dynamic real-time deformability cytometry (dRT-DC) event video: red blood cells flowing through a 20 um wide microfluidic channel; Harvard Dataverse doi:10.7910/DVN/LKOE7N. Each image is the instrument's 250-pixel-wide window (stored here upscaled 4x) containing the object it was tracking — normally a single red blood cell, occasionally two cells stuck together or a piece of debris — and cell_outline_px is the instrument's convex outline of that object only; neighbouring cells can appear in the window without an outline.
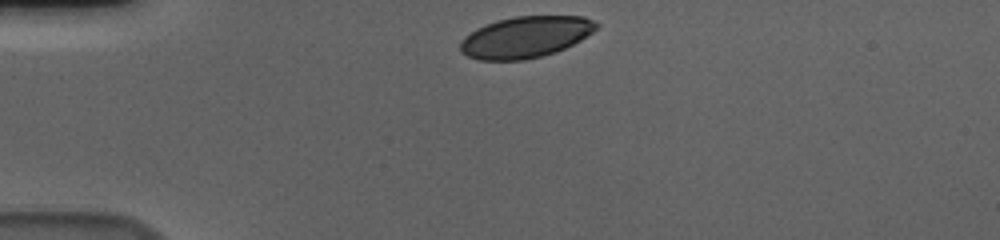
{"species": "human", "species_latin": "Homo sapiens", "temperature_condition": "cold", "stored_images_in_passage": 35, "camera_frame_rate_fps": 3000, "um_per_image_px": 0.085, "donor": {"sex": "male"}, "frame": {"image": 1, "passage_image": 1, "time_ms": 0.0, "image_size_px": [1000, 240], "cell_outline_px": [[600, 24], [592, 32], [580, 40], [556, 52], [524, 60], [480, 60], [468, 56], [460, 52], [460, 40], [464, 36], [476, 28], [496, 20], [512, 16], [584, 16]], "centroid_in_image_um": [44.63, 3.14], "position_along_channel_um": 40.4, "area_um2": 32.83}}
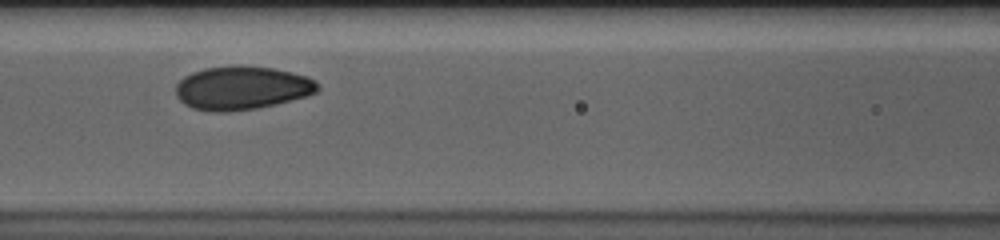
{"frame": {"image": 2, "passage_image": 13, "time_ms": 4.0, "image_size_px": [1000, 240], "cell_outline_px": [[320, 88], [316, 92], [308, 96], [276, 104], [256, 108], [228, 112], [212, 112], [192, 108], [184, 104], [176, 96], [176, 84], [184, 76], [192, 72], [204, 68], [240, 64], [272, 68], [292, 72], [308, 76], [316, 80], [320, 84]], "centroid_in_image_um": [20.58, 7.47], "position_along_channel_um": 146.0, "area_um2": 36.53}}
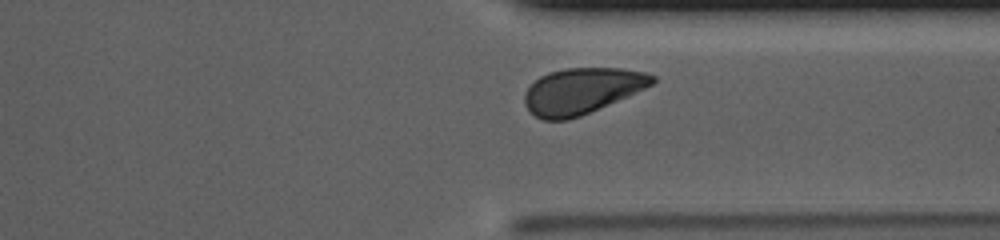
{"frame": {"image": 3, "passage_image": 31, "time_ms": 10.0, "image_size_px": [1000, 240], "cell_outline_px": [[656, 80], [652, 84], [644, 88], [580, 116], [568, 120], [544, 120], [536, 116], [524, 104], [524, 92], [540, 76], [548, 72], [564, 68], [620, 68], [644, 72], [656, 76]], "centroid_in_image_um": [49.42, 7.71], "position_along_channel_um": 362.0, "area_um2": 33.76}, "authors_computed_cell_mechanics": {"area_um2": 35.3736, "velocity_mm_per_s": 3.6043, "shape_relaxation_time_tau1_ms": 3.184, "shape_relaxation_time_tau2_ms": null, "deformation_change_tau1": 0.118, "deformation_change_tau2": null}}